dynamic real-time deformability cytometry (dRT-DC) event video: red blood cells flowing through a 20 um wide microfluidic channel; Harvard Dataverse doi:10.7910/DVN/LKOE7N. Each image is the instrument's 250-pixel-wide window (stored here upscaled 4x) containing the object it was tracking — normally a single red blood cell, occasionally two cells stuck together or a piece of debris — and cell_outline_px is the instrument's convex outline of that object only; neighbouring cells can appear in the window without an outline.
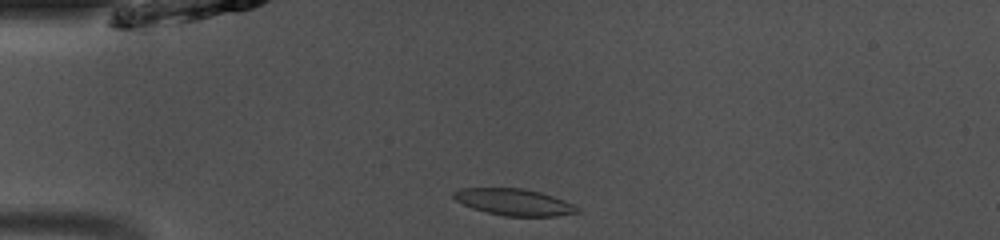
{"species": "common noctule bat (a hibernating species)", "species_latin": "Nyctalus noctula", "temperature_condition": "room temperature", "stored_images_in_passage": 38, "camera_frame_rate_fps": 3000, "um_per_image_px": 0.085, "animal": {"sex": "male", "body_mass_g": 13.0, "forearm_length_mm": 53.1}, "frame": {"image": 1, "passage_image": 1, "time_ms": 0.0, "image_size_px": [1000, 240], "cell_outline_px": [[580, 212], [556, 216], [504, 216], [472, 208], [456, 200], [452, 196], [452, 192], [460, 188], [520, 188], [540, 192], [564, 200], [580, 208]], "centroid_in_image_um": [43.69, 17.17], "position_along_channel_um": 41.3, "area_um2": 19.07}}
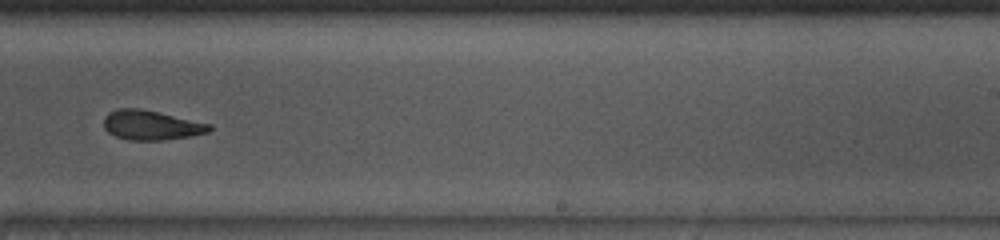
{"frame": {"image": 2, "passage_image": 20, "time_ms": 6.333, "image_size_px": [1000, 240], "cell_outline_px": [[212, 128], [208, 132], [188, 136], [160, 140], [128, 140], [116, 136], [108, 132], [104, 128], [104, 116], [108, 112], [120, 108], [140, 108], [212, 124]], "centroid_in_image_um": [12.82, 10.63], "position_along_channel_um": 276.2, "area_um2": 18.09}}
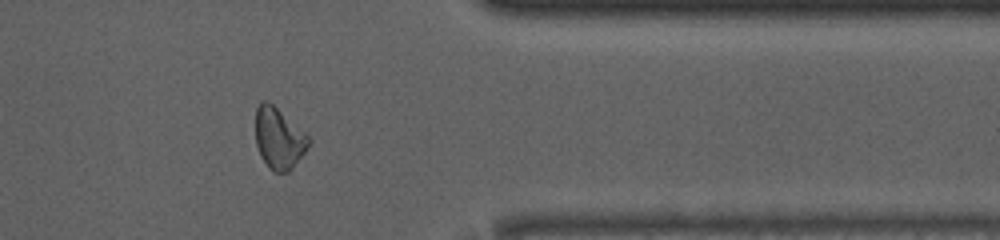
{"frame": {"image": 3, "passage_image": 29, "time_ms": 9.333, "image_size_px": [1000, 240], "cell_outline_px": [[312, 140], [304, 152], [292, 168], [288, 172], [272, 172], [268, 168], [260, 156], [256, 144], [256, 108], [260, 100], [268, 100], [304, 132]], "centroid_in_image_um": [23.67, 11.76], "position_along_channel_um": 387.7, "area_um2": 18.9}, "authors_computed_cell_mechanics": {"area_um2": 19.0451, "velocity_mm_per_s": 4.0841, "shape_relaxation_time_tau1_ms": null, "shape_relaxation_time_tau2_ms": 3.3995, "deformation_change_tau1": null, "deformation_change_tau2": 0.1236}}